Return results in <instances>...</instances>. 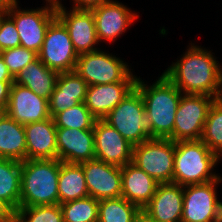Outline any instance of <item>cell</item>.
I'll return each instance as SVG.
<instances>
[{"label":"cell","mask_w":222,"mask_h":222,"mask_svg":"<svg viewBox=\"0 0 222 222\" xmlns=\"http://www.w3.org/2000/svg\"><path fill=\"white\" fill-rule=\"evenodd\" d=\"M14 216L19 222H64L60 204L19 207Z\"/></svg>","instance_id":"cell-31"},{"label":"cell","mask_w":222,"mask_h":222,"mask_svg":"<svg viewBox=\"0 0 222 222\" xmlns=\"http://www.w3.org/2000/svg\"><path fill=\"white\" fill-rule=\"evenodd\" d=\"M140 208L124 197L101 199L98 207V222H133Z\"/></svg>","instance_id":"cell-27"},{"label":"cell","mask_w":222,"mask_h":222,"mask_svg":"<svg viewBox=\"0 0 222 222\" xmlns=\"http://www.w3.org/2000/svg\"><path fill=\"white\" fill-rule=\"evenodd\" d=\"M59 72L46 67L39 58L23 68L15 77V84L27 87L35 94L49 101Z\"/></svg>","instance_id":"cell-23"},{"label":"cell","mask_w":222,"mask_h":222,"mask_svg":"<svg viewBox=\"0 0 222 222\" xmlns=\"http://www.w3.org/2000/svg\"><path fill=\"white\" fill-rule=\"evenodd\" d=\"M219 160L201 140L178 141L172 183L186 186L217 180L220 176L212 171Z\"/></svg>","instance_id":"cell-4"},{"label":"cell","mask_w":222,"mask_h":222,"mask_svg":"<svg viewBox=\"0 0 222 222\" xmlns=\"http://www.w3.org/2000/svg\"><path fill=\"white\" fill-rule=\"evenodd\" d=\"M89 196L101 200L122 195L121 167L98 159L82 162Z\"/></svg>","instance_id":"cell-13"},{"label":"cell","mask_w":222,"mask_h":222,"mask_svg":"<svg viewBox=\"0 0 222 222\" xmlns=\"http://www.w3.org/2000/svg\"><path fill=\"white\" fill-rule=\"evenodd\" d=\"M21 162L0 158V200L13 212L20 207Z\"/></svg>","instance_id":"cell-26"},{"label":"cell","mask_w":222,"mask_h":222,"mask_svg":"<svg viewBox=\"0 0 222 222\" xmlns=\"http://www.w3.org/2000/svg\"><path fill=\"white\" fill-rule=\"evenodd\" d=\"M215 101L222 107V84H221V87L218 90Z\"/></svg>","instance_id":"cell-41"},{"label":"cell","mask_w":222,"mask_h":222,"mask_svg":"<svg viewBox=\"0 0 222 222\" xmlns=\"http://www.w3.org/2000/svg\"><path fill=\"white\" fill-rule=\"evenodd\" d=\"M121 175V197L143 209L155 194L159 182L132 162L121 167Z\"/></svg>","instance_id":"cell-22"},{"label":"cell","mask_w":222,"mask_h":222,"mask_svg":"<svg viewBox=\"0 0 222 222\" xmlns=\"http://www.w3.org/2000/svg\"><path fill=\"white\" fill-rule=\"evenodd\" d=\"M59 173L58 159L21 162L20 207L59 204Z\"/></svg>","instance_id":"cell-3"},{"label":"cell","mask_w":222,"mask_h":222,"mask_svg":"<svg viewBox=\"0 0 222 222\" xmlns=\"http://www.w3.org/2000/svg\"><path fill=\"white\" fill-rule=\"evenodd\" d=\"M27 159H57V127L52 117L24 125Z\"/></svg>","instance_id":"cell-19"},{"label":"cell","mask_w":222,"mask_h":222,"mask_svg":"<svg viewBox=\"0 0 222 222\" xmlns=\"http://www.w3.org/2000/svg\"><path fill=\"white\" fill-rule=\"evenodd\" d=\"M7 112L9 117L22 125L50 118L48 100L15 83L10 89Z\"/></svg>","instance_id":"cell-15"},{"label":"cell","mask_w":222,"mask_h":222,"mask_svg":"<svg viewBox=\"0 0 222 222\" xmlns=\"http://www.w3.org/2000/svg\"><path fill=\"white\" fill-rule=\"evenodd\" d=\"M98 41L113 42L117 40L139 15L132 12L126 5L110 1L91 9Z\"/></svg>","instance_id":"cell-16"},{"label":"cell","mask_w":222,"mask_h":222,"mask_svg":"<svg viewBox=\"0 0 222 222\" xmlns=\"http://www.w3.org/2000/svg\"><path fill=\"white\" fill-rule=\"evenodd\" d=\"M135 87L143 98L145 113L153 121V138H168L183 93L163 73L150 86L139 77Z\"/></svg>","instance_id":"cell-2"},{"label":"cell","mask_w":222,"mask_h":222,"mask_svg":"<svg viewBox=\"0 0 222 222\" xmlns=\"http://www.w3.org/2000/svg\"><path fill=\"white\" fill-rule=\"evenodd\" d=\"M222 178L202 184L183 186L181 222H222V202L217 198L216 185Z\"/></svg>","instance_id":"cell-9"},{"label":"cell","mask_w":222,"mask_h":222,"mask_svg":"<svg viewBox=\"0 0 222 222\" xmlns=\"http://www.w3.org/2000/svg\"><path fill=\"white\" fill-rule=\"evenodd\" d=\"M0 55L13 77L38 58L36 52L24 48L23 46L1 51Z\"/></svg>","instance_id":"cell-32"},{"label":"cell","mask_w":222,"mask_h":222,"mask_svg":"<svg viewBox=\"0 0 222 222\" xmlns=\"http://www.w3.org/2000/svg\"><path fill=\"white\" fill-rule=\"evenodd\" d=\"M7 222H19L18 221V219L15 217V216H13L9 221H7Z\"/></svg>","instance_id":"cell-43"},{"label":"cell","mask_w":222,"mask_h":222,"mask_svg":"<svg viewBox=\"0 0 222 222\" xmlns=\"http://www.w3.org/2000/svg\"><path fill=\"white\" fill-rule=\"evenodd\" d=\"M215 98L207 95L182 94L175 116L174 142L201 140L209 109Z\"/></svg>","instance_id":"cell-10"},{"label":"cell","mask_w":222,"mask_h":222,"mask_svg":"<svg viewBox=\"0 0 222 222\" xmlns=\"http://www.w3.org/2000/svg\"><path fill=\"white\" fill-rule=\"evenodd\" d=\"M57 128L93 130L97 118L90 112L84 102L57 113L53 117Z\"/></svg>","instance_id":"cell-29"},{"label":"cell","mask_w":222,"mask_h":222,"mask_svg":"<svg viewBox=\"0 0 222 222\" xmlns=\"http://www.w3.org/2000/svg\"><path fill=\"white\" fill-rule=\"evenodd\" d=\"M95 159L123 167L132 162L133 146L103 119H97L93 128Z\"/></svg>","instance_id":"cell-14"},{"label":"cell","mask_w":222,"mask_h":222,"mask_svg":"<svg viewBox=\"0 0 222 222\" xmlns=\"http://www.w3.org/2000/svg\"><path fill=\"white\" fill-rule=\"evenodd\" d=\"M0 81L2 82H14V77L9 72L3 58L0 55Z\"/></svg>","instance_id":"cell-36"},{"label":"cell","mask_w":222,"mask_h":222,"mask_svg":"<svg viewBox=\"0 0 222 222\" xmlns=\"http://www.w3.org/2000/svg\"><path fill=\"white\" fill-rule=\"evenodd\" d=\"M20 46L19 33L14 21L5 14L0 23V52Z\"/></svg>","instance_id":"cell-33"},{"label":"cell","mask_w":222,"mask_h":222,"mask_svg":"<svg viewBox=\"0 0 222 222\" xmlns=\"http://www.w3.org/2000/svg\"><path fill=\"white\" fill-rule=\"evenodd\" d=\"M48 2H52V3H55V4L60 3L59 0H46V3H48Z\"/></svg>","instance_id":"cell-44"},{"label":"cell","mask_w":222,"mask_h":222,"mask_svg":"<svg viewBox=\"0 0 222 222\" xmlns=\"http://www.w3.org/2000/svg\"><path fill=\"white\" fill-rule=\"evenodd\" d=\"M133 222H156L144 209H140Z\"/></svg>","instance_id":"cell-38"},{"label":"cell","mask_w":222,"mask_h":222,"mask_svg":"<svg viewBox=\"0 0 222 222\" xmlns=\"http://www.w3.org/2000/svg\"><path fill=\"white\" fill-rule=\"evenodd\" d=\"M135 86L136 82L88 86L84 103L97 119H104Z\"/></svg>","instance_id":"cell-21"},{"label":"cell","mask_w":222,"mask_h":222,"mask_svg":"<svg viewBox=\"0 0 222 222\" xmlns=\"http://www.w3.org/2000/svg\"><path fill=\"white\" fill-rule=\"evenodd\" d=\"M57 19L66 27L73 48L78 55L99 50L95 48L98 38L96 24L91 10L67 11L60 2L56 4Z\"/></svg>","instance_id":"cell-12"},{"label":"cell","mask_w":222,"mask_h":222,"mask_svg":"<svg viewBox=\"0 0 222 222\" xmlns=\"http://www.w3.org/2000/svg\"><path fill=\"white\" fill-rule=\"evenodd\" d=\"M0 158L19 162L27 159L24 125L9 116L0 122Z\"/></svg>","instance_id":"cell-24"},{"label":"cell","mask_w":222,"mask_h":222,"mask_svg":"<svg viewBox=\"0 0 222 222\" xmlns=\"http://www.w3.org/2000/svg\"><path fill=\"white\" fill-rule=\"evenodd\" d=\"M176 142L150 138L133 146L132 163L159 183H172Z\"/></svg>","instance_id":"cell-7"},{"label":"cell","mask_w":222,"mask_h":222,"mask_svg":"<svg viewBox=\"0 0 222 222\" xmlns=\"http://www.w3.org/2000/svg\"><path fill=\"white\" fill-rule=\"evenodd\" d=\"M103 120L132 146L153 138V121L145 113L143 98L136 87Z\"/></svg>","instance_id":"cell-5"},{"label":"cell","mask_w":222,"mask_h":222,"mask_svg":"<svg viewBox=\"0 0 222 222\" xmlns=\"http://www.w3.org/2000/svg\"><path fill=\"white\" fill-rule=\"evenodd\" d=\"M18 0H0V9L8 10L13 5L18 4Z\"/></svg>","instance_id":"cell-39"},{"label":"cell","mask_w":222,"mask_h":222,"mask_svg":"<svg viewBox=\"0 0 222 222\" xmlns=\"http://www.w3.org/2000/svg\"><path fill=\"white\" fill-rule=\"evenodd\" d=\"M75 72L88 86L137 81L126 62L100 49L78 55Z\"/></svg>","instance_id":"cell-6"},{"label":"cell","mask_w":222,"mask_h":222,"mask_svg":"<svg viewBox=\"0 0 222 222\" xmlns=\"http://www.w3.org/2000/svg\"><path fill=\"white\" fill-rule=\"evenodd\" d=\"M57 159L77 164L95 159L94 131L57 128Z\"/></svg>","instance_id":"cell-17"},{"label":"cell","mask_w":222,"mask_h":222,"mask_svg":"<svg viewBox=\"0 0 222 222\" xmlns=\"http://www.w3.org/2000/svg\"><path fill=\"white\" fill-rule=\"evenodd\" d=\"M163 73L183 94L216 98L222 84V66L211 51L194 45Z\"/></svg>","instance_id":"cell-1"},{"label":"cell","mask_w":222,"mask_h":222,"mask_svg":"<svg viewBox=\"0 0 222 222\" xmlns=\"http://www.w3.org/2000/svg\"><path fill=\"white\" fill-rule=\"evenodd\" d=\"M6 116H8L7 106H1V105H0V122H1Z\"/></svg>","instance_id":"cell-40"},{"label":"cell","mask_w":222,"mask_h":222,"mask_svg":"<svg viewBox=\"0 0 222 222\" xmlns=\"http://www.w3.org/2000/svg\"><path fill=\"white\" fill-rule=\"evenodd\" d=\"M59 204L89 196L82 164L60 161Z\"/></svg>","instance_id":"cell-25"},{"label":"cell","mask_w":222,"mask_h":222,"mask_svg":"<svg viewBox=\"0 0 222 222\" xmlns=\"http://www.w3.org/2000/svg\"><path fill=\"white\" fill-rule=\"evenodd\" d=\"M64 222H98L99 200L87 196L60 204Z\"/></svg>","instance_id":"cell-28"},{"label":"cell","mask_w":222,"mask_h":222,"mask_svg":"<svg viewBox=\"0 0 222 222\" xmlns=\"http://www.w3.org/2000/svg\"><path fill=\"white\" fill-rule=\"evenodd\" d=\"M13 82L0 81V105L7 106L9 101L10 89Z\"/></svg>","instance_id":"cell-35"},{"label":"cell","mask_w":222,"mask_h":222,"mask_svg":"<svg viewBox=\"0 0 222 222\" xmlns=\"http://www.w3.org/2000/svg\"><path fill=\"white\" fill-rule=\"evenodd\" d=\"M87 88L86 81L75 71L60 72L48 101L50 117L84 102Z\"/></svg>","instance_id":"cell-20"},{"label":"cell","mask_w":222,"mask_h":222,"mask_svg":"<svg viewBox=\"0 0 222 222\" xmlns=\"http://www.w3.org/2000/svg\"><path fill=\"white\" fill-rule=\"evenodd\" d=\"M143 209L156 222H181L183 186L159 183L155 194Z\"/></svg>","instance_id":"cell-18"},{"label":"cell","mask_w":222,"mask_h":222,"mask_svg":"<svg viewBox=\"0 0 222 222\" xmlns=\"http://www.w3.org/2000/svg\"><path fill=\"white\" fill-rule=\"evenodd\" d=\"M38 58L46 67L59 73L75 71L78 54L66 27L57 18L47 29Z\"/></svg>","instance_id":"cell-11"},{"label":"cell","mask_w":222,"mask_h":222,"mask_svg":"<svg viewBox=\"0 0 222 222\" xmlns=\"http://www.w3.org/2000/svg\"><path fill=\"white\" fill-rule=\"evenodd\" d=\"M7 13V10L0 9V23L3 16Z\"/></svg>","instance_id":"cell-42"},{"label":"cell","mask_w":222,"mask_h":222,"mask_svg":"<svg viewBox=\"0 0 222 222\" xmlns=\"http://www.w3.org/2000/svg\"><path fill=\"white\" fill-rule=\"evenodd\" d=\"M73 1V7L72 9L75 10H91L95 7H98L104 3L113 1V0H72Z\"/></svg>","instance_id":"cell-34"},{"label":"cell","mask_w":222,"mask_h":222,"mask_svg":"<svg viewBox=\"0 0 222 222\" xmlns=\"http://www.w3.org/2000/svg\"><path fill=\"white\" fill-rule=\"evenodd\" d=\"M14 216V212L0 200V222H7Z\"/></svg>","instance_id":"cell-37"},{"label":"cell","mask_w":222,"mask_h":222,"mask_svg":"<svg viewBox=\"0 0 222 222\" xmlns=\"http://www.w3.org/2000/svg\"><path fill=\"white\" fill-rule=\"evenodd\" d=\"M43 8L20 9L18 4L7 10L19 33L20 46L39 53L50 24L57 18L56 4L48 2ZM19 8V9H18Z\"/></svg>","instance_id":"cell-8"},{"label":"cell","mask_w":222,"mask_h":222,"mask_svg":"<svg viewBox=\"0 0 222 222\" xmlns=\"http://www.w3.org/2000/svg\"><path fill=\"white\" fill-rule=\"evenodd\" d=\"M201 141L219 158L222 157V107L216 101L209 109Z\"/></svg>","instance_id":"cell-30"}]
</instances>
